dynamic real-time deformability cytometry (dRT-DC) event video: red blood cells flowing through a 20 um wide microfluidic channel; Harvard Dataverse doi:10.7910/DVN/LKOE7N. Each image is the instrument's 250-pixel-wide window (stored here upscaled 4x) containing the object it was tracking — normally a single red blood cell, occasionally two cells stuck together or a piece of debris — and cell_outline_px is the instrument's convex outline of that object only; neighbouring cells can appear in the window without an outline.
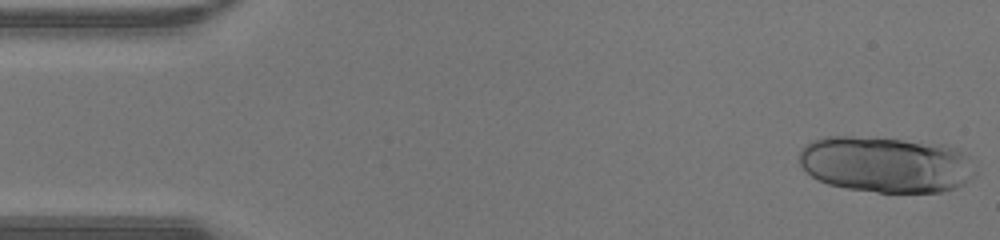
{"species": "human", "species_latin": "Homo sapiens", "temperature_condition": "warm", "stored_images_in_passage": 45, "segment_of_instrument_passage": [1, 2], "camera_frame_rate_fps": 3000, "um_per_image_px": 0.085, "donor": {"sex": "male"}, "frame": {"image": 1, "passage_image": 1, "time_ms": 0.0, "image_size_px": [1000, 240], "cell_outline_px": [[964, 184], [956, 188], [940, 192], [880, 192], [848, 188], [828, 184], [812, 176], [800, 164], [800, 148], [812, 140], [828, 136], [848, 136], [900, 140], [944, 144], [956, 148], [964, 156]], "centroid_in_image_um": [75.12, 13.97], "position_along_channel_um": 9.9, "area_um2": 55.78}}
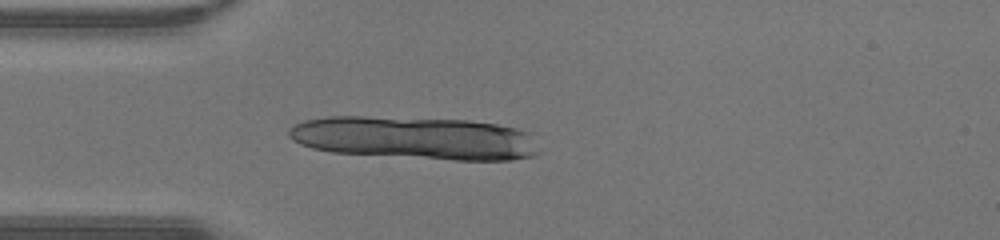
{"frame": {"image": 2, "passage_image": 12, "time_ms": 3.667, "image_size_px": [1000, 240], "cell_outline_px": [[540, 152], [532, 156], [512, 160], [456, 160], [332, 152], [312, 148], [300, 144], [292, 140], [288, 136], [288, 128], [292, 124], [304, 120], [328, 116], [364, 116], [468, 120], [496, 124], [516, 128], [528, 132]], "centroid_in_image_um": [35.22, 11.72], "position_along_channel_um": 49.8, "area_um2": 62.77}}